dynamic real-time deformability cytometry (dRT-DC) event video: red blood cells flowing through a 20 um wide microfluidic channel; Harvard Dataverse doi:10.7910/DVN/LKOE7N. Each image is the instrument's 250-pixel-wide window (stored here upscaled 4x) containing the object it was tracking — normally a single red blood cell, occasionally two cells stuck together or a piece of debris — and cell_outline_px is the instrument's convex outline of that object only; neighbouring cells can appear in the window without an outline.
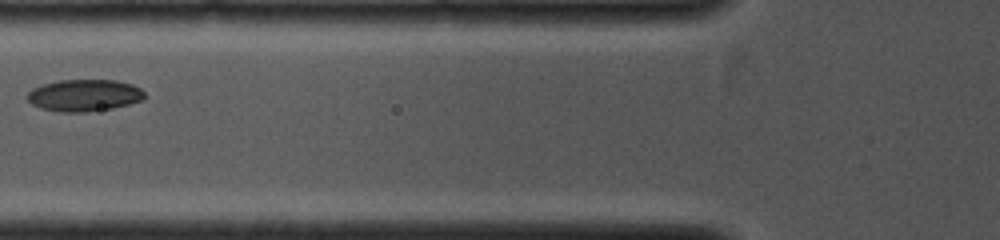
{"species": "common noctule bat (a hibernating species)", "species_latin": "Nyctalus noctula", "temperature_condition": "cold", "stored_images_in_passage": 14, "camera_frame_rate_fps": 4000, "um_per_image_px": 0.085, "animal": {"sex": "female", "body_mass_g": 19.0, "forearm_length_mm": 53.3}, "frame": {"image": 1, "passage_image": 5, "time_ms": 1.0, "image_size_px": [1000, 240], "cell_outline_px": [[144, 100], [112, 108], [84, 112], [60, 112], [40, 108], [32, 104], [28, 100], [28, 92], [32, 88], [44, 84], [60, 80], [116, 80], [132, 84], [140, 88], [144, 92]], "centroid_in_image_um": [7.16, 8.1], "position_along_channel_um": 118.6, "area_um2": 21.73}}
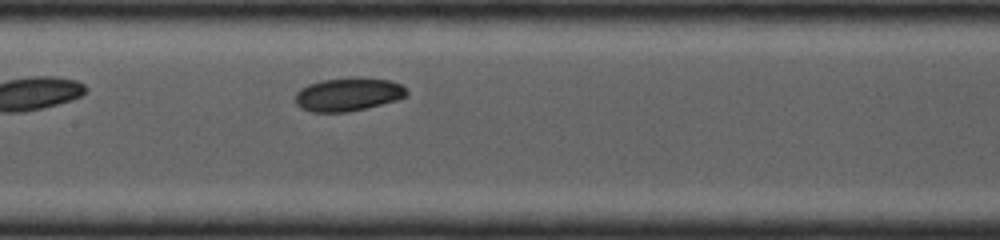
{"frame": {"image": 2, "passage_image": 8, "time_ms": 1.75, "image_size_px": [1000, 240], "cell_outline_px": [[408, 96], [396, 100], [348, 112], [312, 112], [300, 108], [292, 100], [296, 92], [300, 88], [308, 84], [320, 80], [352, 76], [364, 76], [392, 80], [400, 84], [408, 92]], "centroid_in_image_um": [29.55, 7.99], "position_along_channel_um": 177.8, "area_um2": 22.25}}
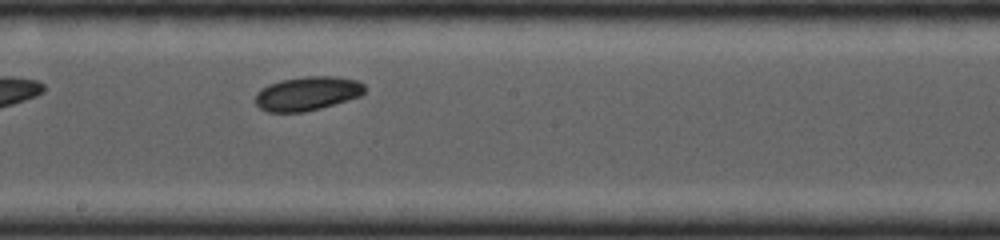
{"frame": {"image": 3, "passage_image": 10, "time_ms": 2.25, "image_size_px": [1000, 240], "cell_outline_px": [[364, 92], [360, 96], [348, 100], [320, 108], [304, 112], [268, 112], [260, 108], [256, 104], [256, 92], [260, 88], [268, 84], [280, 80], [304, 76], [336, 76], [356, 80], [364, 84]], "centroid_in_image_um": [26.1, 7.94], "position_along_channel_um": 222.1, "area_um2": 21.73}}